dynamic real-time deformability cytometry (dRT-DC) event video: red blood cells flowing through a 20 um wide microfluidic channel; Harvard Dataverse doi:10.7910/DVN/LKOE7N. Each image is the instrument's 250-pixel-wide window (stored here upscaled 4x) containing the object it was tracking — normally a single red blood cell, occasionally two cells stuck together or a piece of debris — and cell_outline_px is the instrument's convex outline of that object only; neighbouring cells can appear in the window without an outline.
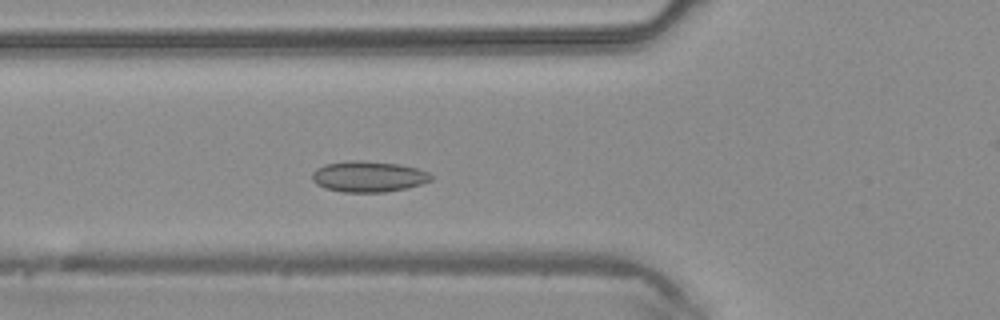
{"species": "common noctule bat (a hibernating species)", "species_latin": "Nyctalus noctula", "temperature_condition": "warm", "stored_images_in_passage": 43, "camera_frame_rate_fps": 3000, "um_per_image_px": 0.085, "animal": {"sex": "male", "body_mass_g": 20.4}, "frame": {"image": 1, "passage_image": 13, "time_ms": 4.0, "image_size_px": [1000, 320], "cell_outline_px": [[432, 180], [420, 184], [404, 188], [384, 192], [344, 192], [324, 188], [316, 184], [312, 180], [312, 172], [316, 168], [324, 164], [348, 160], [360, 160], [400, 164], [416, 168], [428, 172], [432, 176]], "centroid_in_image_um": [31.27, 14.99], "position_along_channel_um": 94.5, "area_um2": 21.44}}
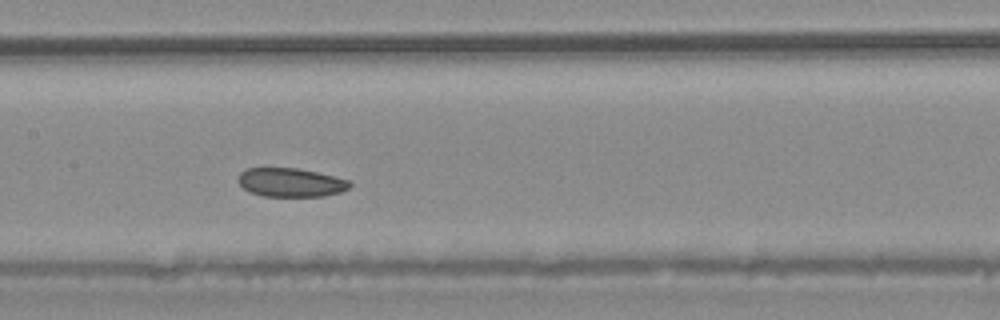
{"frame": {"image": 2, "passage_image": 19, "time_ms": 6.0, "image_size_px": [1000, 320], "cell_outline_px": [[352, 184], [348, 188], [340, 192], [324, 196], [264, 196], [248, 192], [236, 180], [240, 172], [244, 168], [296, 168], [316, 172], [348, 180]], "centroid_in_image_um": [24.65, 15.51], "position_along_channel_um": 182.7, "area_um2": 18.67}}
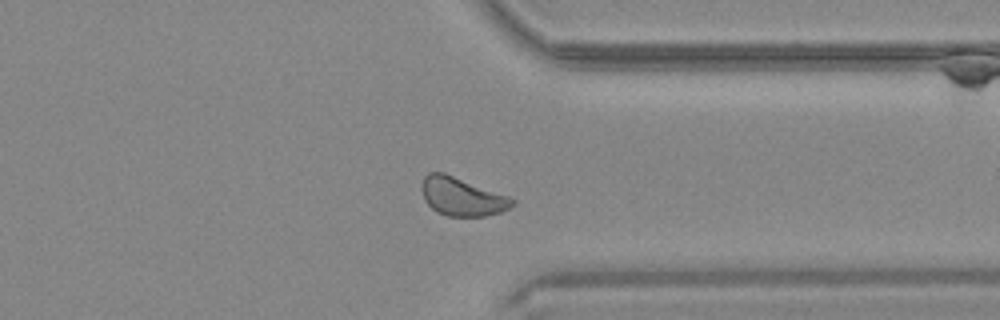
{"frame": {"image": 3, "passage_image": 32, "time_ms": 10.333, "image_size_px": [1000, 320], "cell_outline_px": [[516, 204], [500, 212], [484, 216], [448, 216], [436, 212], [424, 200], [420, 188], [420, 184], [424, 176], [428, 172], [444, 172], [508, 196], [516, 200]], "centroid_in_image_um": [39.22, 16.7], "position_along_channel_um": 372.2, "area_um2": 20.35}}